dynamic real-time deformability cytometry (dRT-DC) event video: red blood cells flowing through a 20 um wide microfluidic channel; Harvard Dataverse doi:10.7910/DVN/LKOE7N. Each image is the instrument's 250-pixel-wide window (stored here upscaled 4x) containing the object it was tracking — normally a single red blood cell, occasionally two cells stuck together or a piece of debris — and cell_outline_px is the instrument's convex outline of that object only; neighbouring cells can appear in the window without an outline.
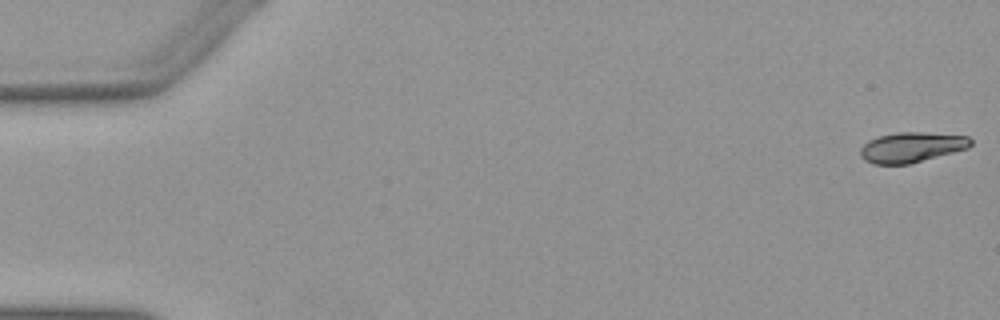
{"species": "Egyptian fruit bat (a non-hibernating species)", "species_latin": "Rousettus aegyptiacus", "temperature_condition": "warm", "stored_images_in_passage": 9, "camera_frame_rate_fps": 3000, "um_per_image_px": 0.085, "animal": {"sex": "female"}, "frame": {"image": 1, "passage_image": 1, "time_ms": 0.0, "image_size_px": [1000, 320], "cell_outline_px": [[972, 144], [968, 148], [908, 164], [872, 164], [864, 160], [860, 156], [860, 148], [868, 140], [880, 136], [896, 132], [920, 132], [968, 136], [972, 140]], "centroid_in_image_um": [77.45, 12.51], "position_along_channel_um": 7.5, "area_um2": 19.31}}